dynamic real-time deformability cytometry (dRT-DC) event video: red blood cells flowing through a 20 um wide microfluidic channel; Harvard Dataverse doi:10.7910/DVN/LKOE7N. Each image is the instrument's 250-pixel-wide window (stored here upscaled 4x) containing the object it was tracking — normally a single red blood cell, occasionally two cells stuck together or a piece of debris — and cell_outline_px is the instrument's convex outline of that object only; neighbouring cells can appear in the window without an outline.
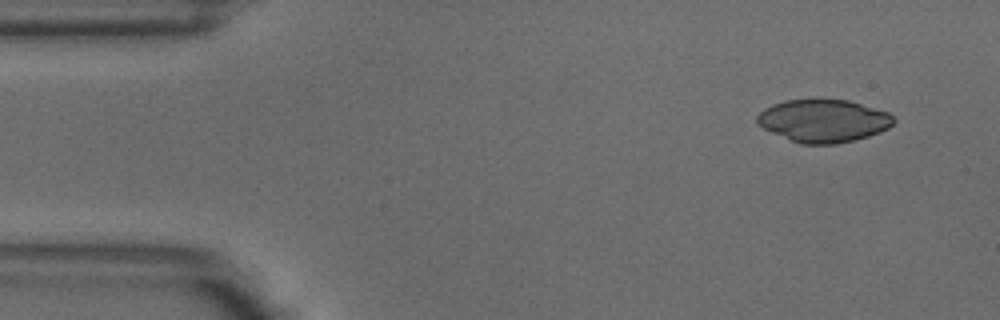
{"species": "common noctule bat (a hibernating species)", "species_latin": "Nyctalus noctula", "temperature_condition": "warm", "stored_images_in_passage": 4, "camera_frame_rate_fps": 3000, "um_per_image_px": 0.085, "animal": {"sex": "male", "body_mass_g": 18.8}, "frame": {"image": 1, "passage_image": 1, "time_ms": 0.0, "image_size_px": [1000, 320], "cell_outline_px": [[896, 120], [888, 128], [880, 132], [868, 136], [836, 144], [800, 144], [788, 140], [756, 124], [756, 116], [764, 108], [772, 104], [784, 100], [848, 100], [888, 112]], "centroid_in_image_um": [69.96, 10.27], "position_along_channel_um": 15.0, "area_um2": 33.93}}